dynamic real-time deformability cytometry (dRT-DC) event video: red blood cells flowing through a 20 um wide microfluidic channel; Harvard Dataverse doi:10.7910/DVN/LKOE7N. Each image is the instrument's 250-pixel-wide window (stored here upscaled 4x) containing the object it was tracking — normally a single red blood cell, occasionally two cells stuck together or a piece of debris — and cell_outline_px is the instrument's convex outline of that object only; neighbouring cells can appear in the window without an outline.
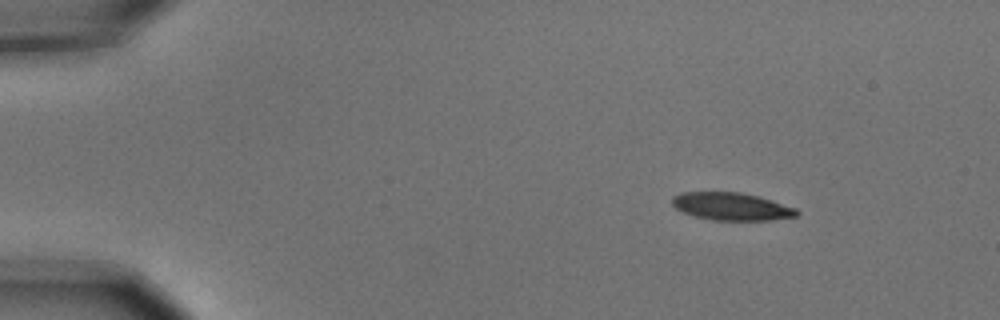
{"species": "common noctule bat (a hibernating species)", "species_latin": "Nyctalus noctula", "temperature_condition": "cold", "stored_images_in_passage": 4, "camera_frame_rate_fps": 3000, "um_per_image_px": 0.085, "animal": {"sex": "male", "body_mass_g": 15.6}, "frame": {"image": 1, "passage_image": 1, "time_ms": 0.0, "image_size_px": [1000, 320], "cell_outline_px": [[800, 212], [796, 216], [772, 220], [712, 220], [696, 216], [684, 212], [676, 208], [672, 204], [672, 196], [680, 192], [740, 192], [756, 196], [796, 208]], "centroid_in_image_um": [62.16, 17.55], "position_along_channel_um": 22.8, "area_um2": 19.88}}
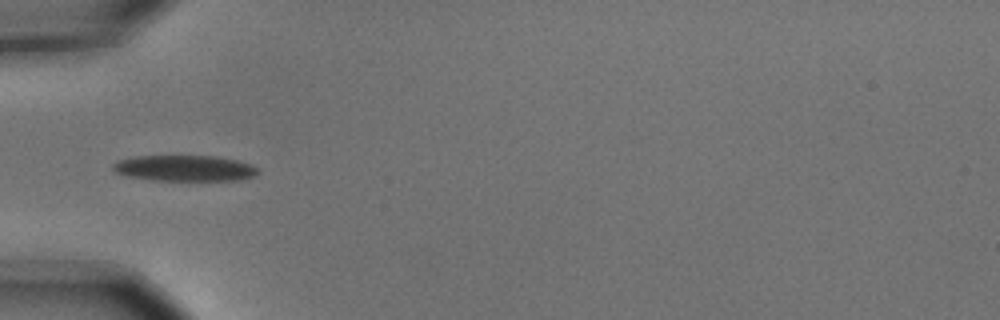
{"frame": {"image": 2, "passage_image": 4, "time_ms": 1.0, "image_size_px": [1000, 320], "cell_outline_px": [[260, 172], [256, 176], [240, 180], [148, 180], [124, 176], [116, 172], [112, 168], [112, 164], [116, 160], [132, 156], [216, 156], [236, 160], [252, 164]], "centroid_in_image_um": [15.66, 14.3], "position_along_channel_um": 69.3, "area_um2": 22.2}}